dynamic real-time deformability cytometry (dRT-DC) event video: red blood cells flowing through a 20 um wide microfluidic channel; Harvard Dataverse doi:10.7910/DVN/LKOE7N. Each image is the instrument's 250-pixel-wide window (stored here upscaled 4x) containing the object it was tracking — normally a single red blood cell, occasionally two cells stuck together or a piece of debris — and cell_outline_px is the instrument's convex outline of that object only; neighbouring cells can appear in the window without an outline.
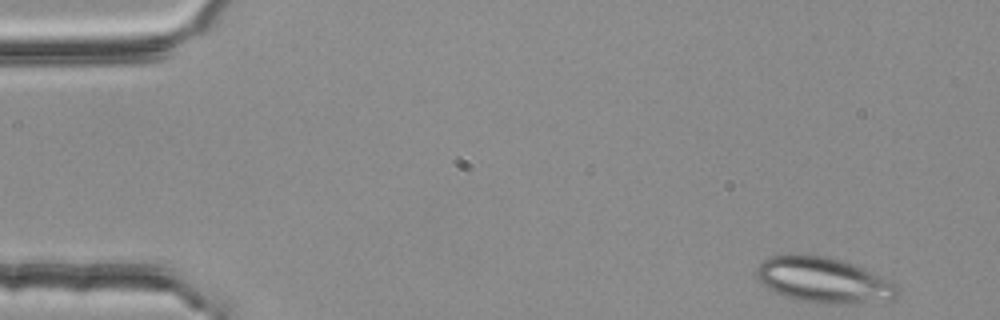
{"species": "common noctule bat (a hibernating species)", "species_latin": "Nyctalus noctula", "temperature_condition": "room temperature", "stored_images_in_passage": 5, "camera_frame_rate_fps": 3000, "um_per_image_px": 0.085, "animal": {"sex": "female", "body_mass_g": 25.1}, "frame": {"image": 1, "passage_image": 1, "time_ms": 0.0, "image_size_px": [1000, 320], "cell_outline_px": [[900, 296], [892, 300], [832, 304], [800, 300], [784, 296], [768, 288], [756, 276], [756, 268], [764, 260], [772, 256], [824, 256], [840, 260], [852, 264], [892, 280], [900, 284]], "centroid_in_image_um": [70.1, 23.83], "position_along_channel_um": 14.9, "area_um2": 36.82}}